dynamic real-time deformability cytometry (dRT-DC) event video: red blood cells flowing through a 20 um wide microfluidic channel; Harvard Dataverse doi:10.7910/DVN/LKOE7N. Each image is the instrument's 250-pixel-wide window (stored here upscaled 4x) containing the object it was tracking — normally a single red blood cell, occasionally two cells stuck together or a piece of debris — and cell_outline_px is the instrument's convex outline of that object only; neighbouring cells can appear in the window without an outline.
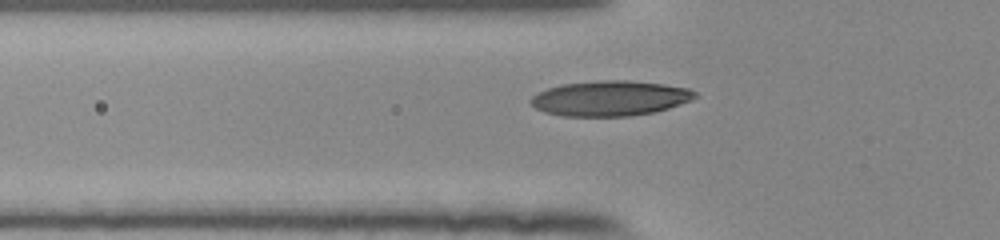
{"species": "human", "species_latin": "Homo sapiens", "temperature_condition": "room temperature", "stored_images_in_passage": 28, "camera_frame_rate_fps": 3000, "um_per_image_px": 0.085, "donor": {"sex": "female"}, "frame": {"image": 1, "passage_image": 7, "time_ms": 2.0, "image_size_px": [1000, 240], "cell_outline_px": [[700, 96], [692, 100], [656, 112], [628, 116], [560, 116], [544, 112], [536, 108], [528, 100], [532, 96], [548, 88], [560, 84], [600, 80], [628, 80], [664, 84], [688, 88], [696, 92]], "centroid_in_image_um": [51.87, 8.35], "position_along_channel_um": 73.9, "area_um2": 33.87}}
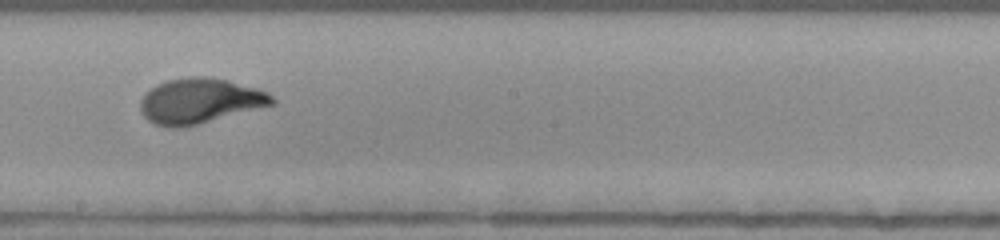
{"frame": {"image": 2, "passage_image": 19, "time_ms": 6.0, "image_size_px": [1000, 240], "cell_outline_px": [[276, 104], [184, 128], [168, 128], [156, 124], [148, 120], [140, 112], [140, 100], [156, 84], [168, 80], [192, 76], [204, 76], [228, 80], [256, 88], [268, 92], [276, 100]], "centroid_in_image_um": [17.0, 8.59], "position_along_channel_um": 231.2, "area_um2": 34.85}}
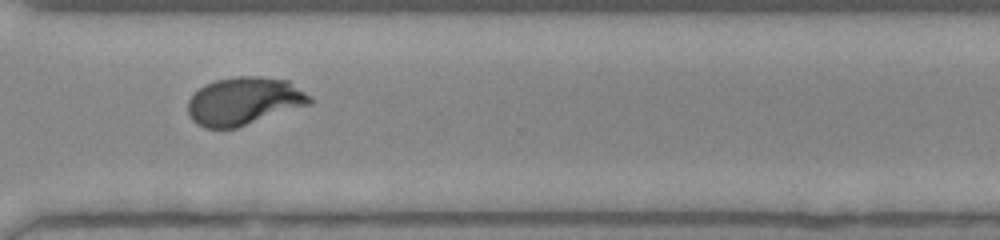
{"frame": {"image": 3, "passage_image": 28, "time_ms": 9.0, "image_size_px": [1000, 240], "cell_outline_px": [[312, 104], [236, 128], [204, 128], [196, 124], [192, 120], [188, 112], [188, 100], [204, 84], [216, 80], [236, 76], [260, 76], [288, 80], [312, 96]], "centroid_in_image_um": [20.77, 8.59], "position_along_channel_um": 349.8, "area_um2": 34.22}}